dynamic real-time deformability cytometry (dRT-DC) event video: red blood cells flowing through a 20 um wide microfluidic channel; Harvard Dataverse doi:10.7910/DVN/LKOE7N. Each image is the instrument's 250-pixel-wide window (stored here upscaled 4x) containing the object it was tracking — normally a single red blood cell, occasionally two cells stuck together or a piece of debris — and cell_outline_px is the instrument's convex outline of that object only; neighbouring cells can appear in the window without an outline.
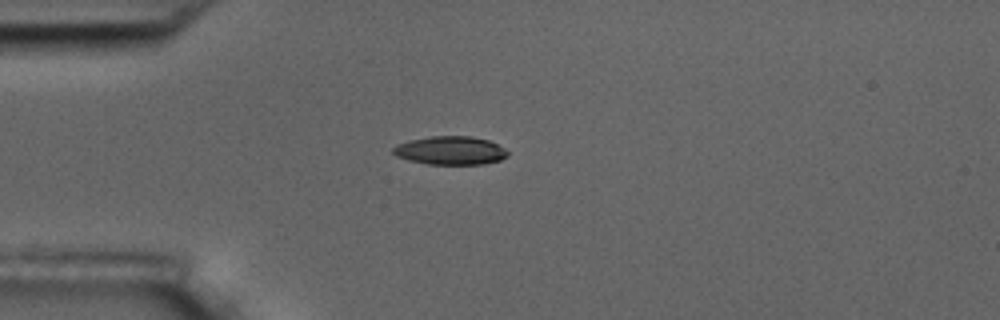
{"species": "common noctule bat (a hibernating species)", "species_latin": "Nyctalus noctula", "temperature_condition": "room temperature", "stored_images_in_passage": 4, "camera_frame_rate_fps": 3000, "um_per_image_px": 0.085, "animal": {"sex": "male", "body_mass_g": 17.5, "forearm_length_mm": 52.3}, "frame": {"image": 1, "passage_image": 1, "time_ms": 0.0, "image_size_px": [1000, 320], "cell_outline_px": [[508, 156], [500, 160], [484, 164], [428, 164], [408, 160], [396, 156], [392, 152], [392, 148], [396, 144], [408, 140], [432, 136], [472, 136], [488, 140], [504, 148], [508, 152]], "centroid_in_image_um": [38.26, 12.79], "position_along_channel_um": 46.7, "area_um2": 19.07}}
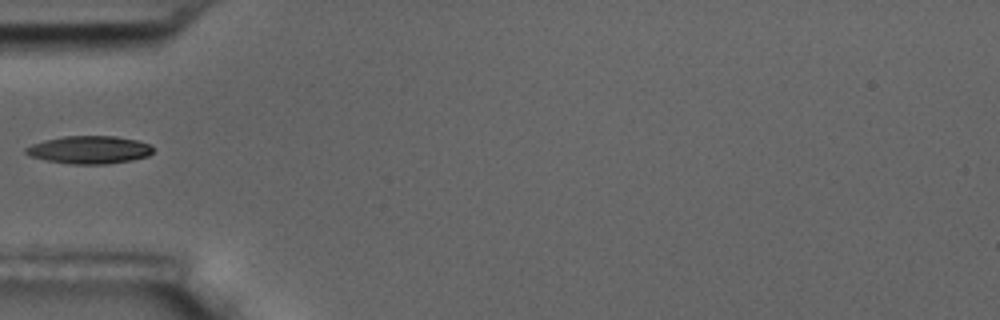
{"frame": {"image": 2, "passage_image": 2, "time_ms": 1.333, "image_size_px": [1000, 320], "cell_outline_px": [[152, 152], [148, 156], [132, 160], [104, 164], [72, 164], [48, 160], [28, 156], [24, 152], [24, 148], [32, 144], [44, 140], [64, 136], [116, 136], [136, 140], [148, 144], [152, 148]], "centroid_in_image_um": [7.56, 12.73], "position_along_channel_um": 77.4, "area_um2": 20.52}}